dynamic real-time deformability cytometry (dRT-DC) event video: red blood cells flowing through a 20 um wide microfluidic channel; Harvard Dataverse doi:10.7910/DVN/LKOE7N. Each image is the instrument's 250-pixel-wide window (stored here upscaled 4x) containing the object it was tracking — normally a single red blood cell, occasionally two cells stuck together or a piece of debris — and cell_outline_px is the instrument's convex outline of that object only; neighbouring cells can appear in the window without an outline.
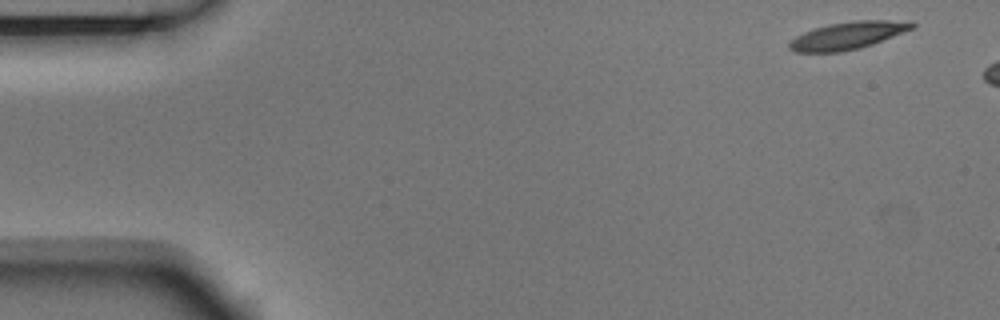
{"species": "Egyptian fruit bat (a non-hibernating species)", "species_latin": "Rousettus aegyptiacus", "temperature_condition": "room temperature", "stored_images_in_passage": 3, "camera_frame_rate_fps": 3000, "um_per_image_px": 0.085, "animal": {"sex": "male"}, "frame": {"image": 1, "passage_image": 1, "time_ms": 0.0, "image_size_px": [1000, 320], "cell_outline_px": [[916, 24], [912, 28], [872, 44], [860, 48], [840, 52], [796, 52], [788, 48], [788, 44], [796, 36], [804, 32], [828, 24], [852, 20], [912, 20]], "centroid_in_image_um": [72.07, 3.01], "position_along_channel_um": 12.9, "area_um2": 19.54}}